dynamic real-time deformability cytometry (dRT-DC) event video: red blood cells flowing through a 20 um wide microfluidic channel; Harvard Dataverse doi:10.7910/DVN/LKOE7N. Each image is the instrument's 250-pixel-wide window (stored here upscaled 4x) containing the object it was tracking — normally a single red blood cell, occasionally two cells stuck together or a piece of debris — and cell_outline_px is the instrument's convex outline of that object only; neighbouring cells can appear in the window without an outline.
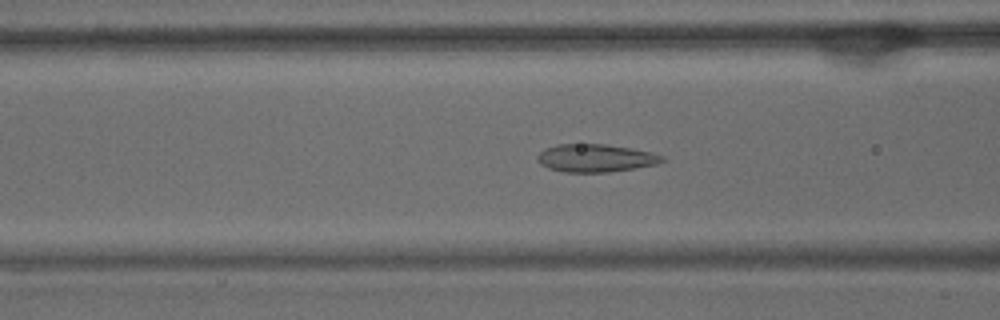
{"species": "common noctule bat (a hibernating species)", "species_latin": "Nyctalus noctula", "temperature_condition": "warm", "stored_images_in_passage": 52, "camera_frame_rate_fps": 3000, "um_per_image_px": 0.085, "animal": {"sex": "male", "body_mass_g": 15.6}, "frame": {"image": 1, "passage_image": 20, "time_ms": 6.333, "image_size_px": [1000, 320], "cell_outline_px": [[664, 160], [656, 164], [636, 168], [608, 172], [564, 172], [548, 168], [540, 164], [536, 160], [536, 156], [544, 148], [556, 144], [604, 144], [632, 148], [664, 156]], "centroid_in_image_um": [50.56, 13.43], "position_along_channel_um": 116.0, "area_um2": 20.29}}
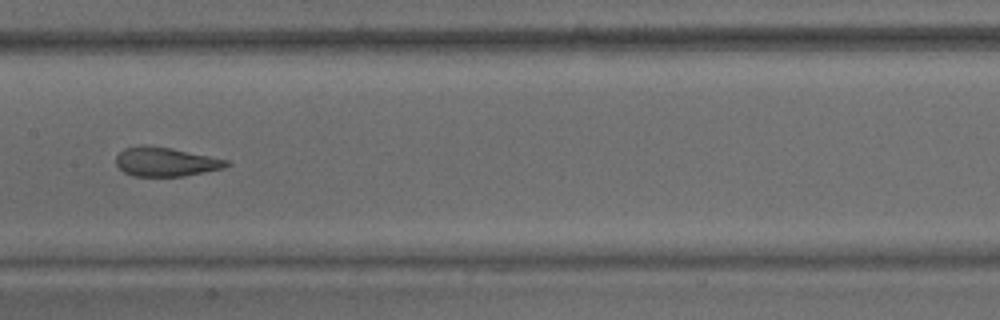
{"frame": {"image": 2, "passage_image": 26, "time_ms": 8.333, "image_size_px": [1000, 320], "cell_outline_px": [[232, 164], [224, 168], [184, 176], [132, 176], [124, 172], [116, 164], [116, 156], [124, 148], [140, 144], [144, 144], [172, 148], [228, 160]], "centroid_in_image_um": [14.07, 13.74], "position_along_channel_um": 193.3, "area_um2": 18.84}}
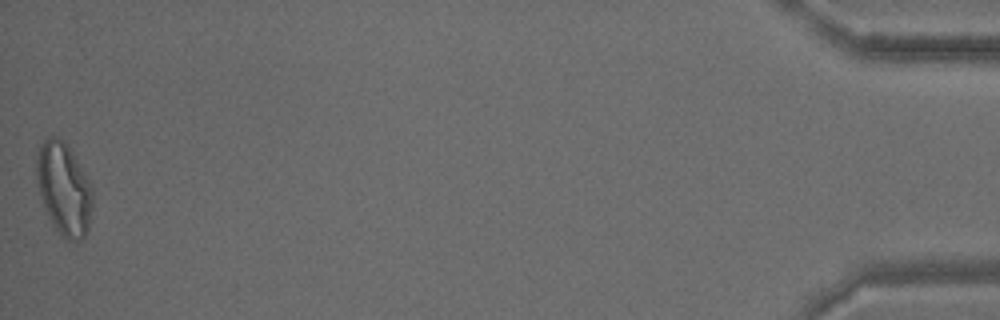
{"frame": {"image": 3, "passage_image": 52, "time_ms": 17.0, "image_size_px": [1000, 320], "cell_outline_px": [[92, 208], [88, 228], [84, 236], [80, 240], [68, 240], [60, 236], [52, 224], [44, 204], [36, 180], [36, 156], [40, 144], [48, 136], [56, 136], [64, 140], [88, 180], [92, 188]], "centroid_in_image_um": [5.41, 16.04], "position_along_channel_um": 429.8, "area_um2": 29.88}, "authors_computed_cell_mechanics": {"area_um2": 21.6461, "velocity_mm_per_s": 3.857, "shape_relaxation_time_tau1_ms": null, "shape_relaxation_time_tau2_ms": 1.3967, "deformation_change_tau1": null, "deformation_change_tau2": 0.0772}}